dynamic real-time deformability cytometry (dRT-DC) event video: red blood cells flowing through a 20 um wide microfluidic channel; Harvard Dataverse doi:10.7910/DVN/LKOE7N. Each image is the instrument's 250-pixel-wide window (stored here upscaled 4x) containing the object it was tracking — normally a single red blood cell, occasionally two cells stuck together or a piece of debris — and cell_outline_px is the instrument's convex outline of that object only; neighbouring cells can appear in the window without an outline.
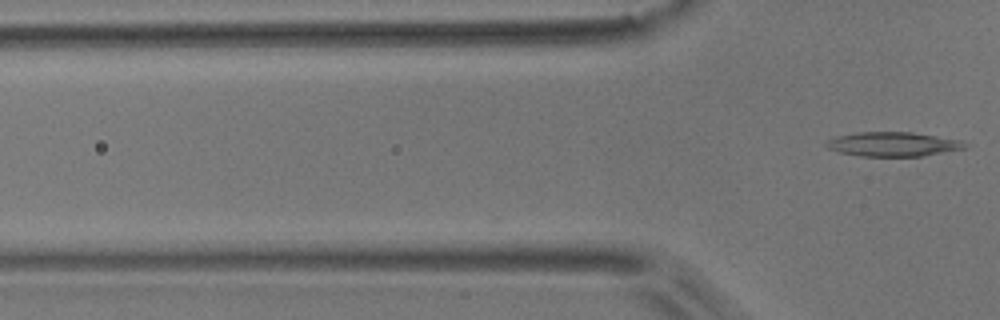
{"species": "common noctule bat (a hibernating species)", "species_latin": "Nyctalus noctula", "temperature_condition": "room temperature", "stored_images_in_passage": 3, "camera_frame_rate_fps": 3000, "um_per_image_px": 0.085, "animal": {"sex": "male", "body_mass_g": 17.9}, "frame": {"image": 1, "passage_image": 3, "time_ms": 0.667, "image_size_px": [1000, 320], "cell_outline_px": [[968, 148], [924, 156], [860, 156], [840, 152], [828, 148], [824, 144], [828, 140], [836, 136], [856, 132], [912, 132], [960, 140], [968, 144]], "centroid_in_image_um": [75.93, 12.26], "position_along_channel_um": 49.9, "area_um2": 19.71}}